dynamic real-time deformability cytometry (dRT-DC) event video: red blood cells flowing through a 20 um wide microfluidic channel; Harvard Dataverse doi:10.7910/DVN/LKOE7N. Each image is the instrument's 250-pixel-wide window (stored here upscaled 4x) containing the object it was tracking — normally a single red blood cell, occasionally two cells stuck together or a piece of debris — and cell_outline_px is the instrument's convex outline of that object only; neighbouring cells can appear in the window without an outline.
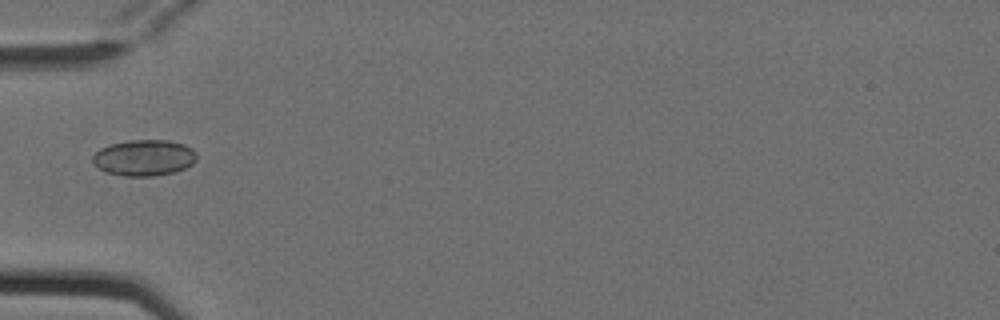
{"species": "Egyptian fruit bat (a non-hibernating species)", "species_latin": "Rousettus aegyptiacus", "temperature_condition": "cold", "stored_images_in_passage": 1, "camera_frame_rate_fps": 3000, "um_per_image_px": 0.085, "animal": {"sex": "female"}, "frame": {"image": 1, "passage_image": 1, "time_ms": 0.0, "image_size_px": [1000, 320], "cell_outline_px": [[196, 160], [192, 164], [184, 168], [172, 172], [156, 176], [124, 176], [104, 172], [92, 164], [92, 156], [100, 148], [112, 144], [128, 140], [168, 140], [184, 144], [192, 148], [196, 152]], "centroid_in_image_um": [12.22, 13.41], "position_along_channel_um": 72.8, "area_um2": 22.02}}